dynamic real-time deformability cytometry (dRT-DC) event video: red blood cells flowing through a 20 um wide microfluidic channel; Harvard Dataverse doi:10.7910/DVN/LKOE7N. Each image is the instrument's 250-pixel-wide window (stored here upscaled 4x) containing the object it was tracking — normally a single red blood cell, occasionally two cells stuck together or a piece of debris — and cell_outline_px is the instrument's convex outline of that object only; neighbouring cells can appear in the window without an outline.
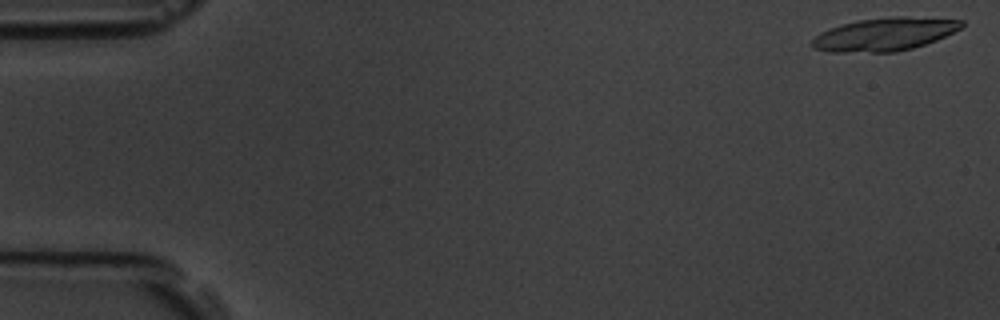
{"species": "common noctule bat (a hibernating species)", "species_latin": "Nyctalus noctula", "temperature_condition": "room temperature", "stored_images_in_passage": 19, "camera_frame_rate_fps": 3000, "um_per_image_px": 0.085, "animal": {"sex": "male", "body_mass_g": 19.5, "forearm_length_mm": 54.6}, "frame": {"image": 1, "passage_image": 1, "time_ms": 0.0, "image_size_px": [1000, 320], "cell_outline_px": [[964, 24], [960, 28], [936, 40], [912, 48], [896, 52], [832, 52], [812, 48], [812, 40], [820, 32], [828, 28], [840, 24], [856, 20], [892, 16], [908, 16], [964, 20]], "centroid_in_image_um": [75.16, 2.9], "position_along_channel_um": 9.8, "area_um2": 28.9}}